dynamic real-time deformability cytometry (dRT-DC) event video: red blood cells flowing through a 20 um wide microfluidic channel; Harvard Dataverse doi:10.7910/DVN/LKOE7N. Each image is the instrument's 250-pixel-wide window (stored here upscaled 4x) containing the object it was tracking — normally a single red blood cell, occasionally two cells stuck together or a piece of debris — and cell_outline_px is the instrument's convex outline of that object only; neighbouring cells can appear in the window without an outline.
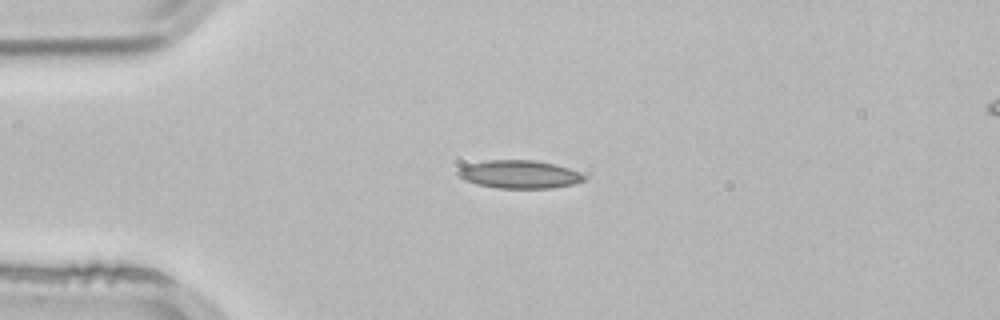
{"species": "common noctule bat (a hibernating species)", "species_latin": "Nyctalus noctula", "temperature_condition": "room temperature", "stored_images_in_passage": 1, "camera_frame_rate_fps": 3000, "um_per_image_px": 0.085, "animal": {"sex": "male", "body_mass_g": 21.5, "forearm_length_mm": 52.0}, "frame": {"image": 1, "passage_image": 1, "time_ms": 0.0, "image_size_px": [1000, 320], "cell_outline_px": [[588, 180], [572, 184], [552, 188], [496, 188], [476, 184], [464, 180], [456, 172], [460, 168], [468, 164], [484, 160], [536, 160], [556, 164], [580, 172], [588, 176]], "centroid_in_image_um": [44.18, 14.81], "position_along_channel_um": 40.8, "area_um2": 20.87}}